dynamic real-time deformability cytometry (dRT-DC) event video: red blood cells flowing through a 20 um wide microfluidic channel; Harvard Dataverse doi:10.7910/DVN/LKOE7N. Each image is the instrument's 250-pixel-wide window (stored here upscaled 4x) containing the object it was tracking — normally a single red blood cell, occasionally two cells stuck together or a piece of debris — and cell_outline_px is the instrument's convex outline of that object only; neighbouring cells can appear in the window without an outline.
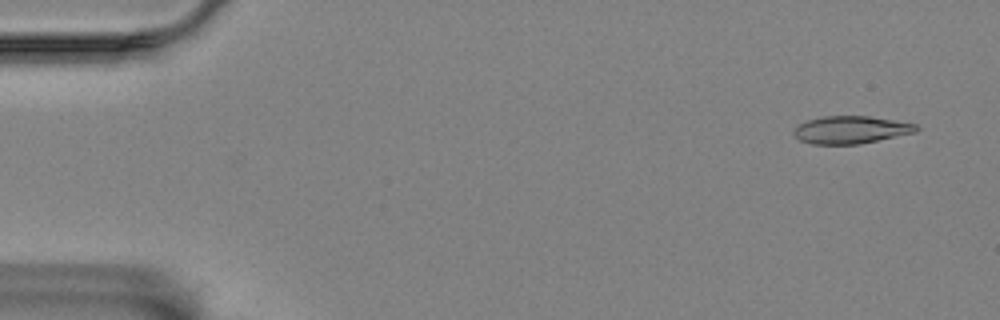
{"species": "Egyptian fruit bat (a non-hibernating species)", "species_latin": "Rousettus aegyptiacus", "temperature_condition": "room temperature", "stored_images_in_passage": 56, "camera_frame_rate_fps": 3000, "um_per_image_px": 0.085, "animal": {"sex": "female"}, "frame": {"image": 1, "passage_image": 3, "time_ms": 0.667, "image_size_px": [1000, 320], "cell_outline_px": [[920, 128], [916, 132], [860, 144], [812, 144], [800, 140], [792, 132], [800, 124], [808, 120], [824, 116], [868, 116], [916, 124]], "centroid_in_image_um": [72.33, 11.04], "position_along_channel_um": 12.7, "area_um2": 19.48}}
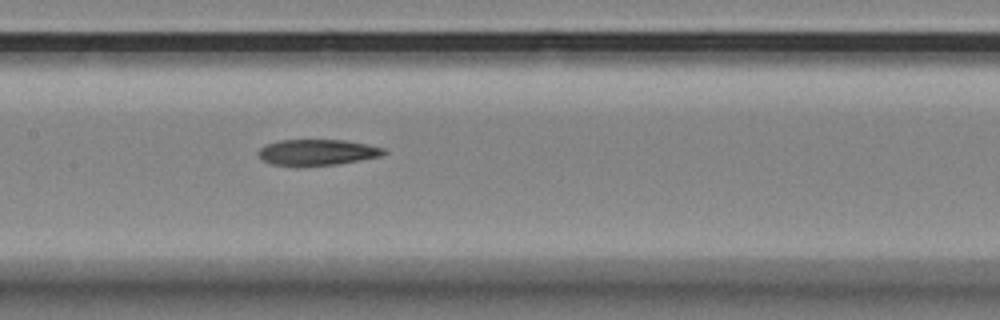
{"frame": {"image": 2, "passage_image": 27, "time_ms": 8.667, "image_size_px": [1000, 320], "cell_outline_px": [[388, 152], [380, 156], [360, 160], [336, 164], [296, 168], [272, 164], [260, 160], [256, 152], [260, 148], [268, 144], [280, 140], [344, 140], [384, 148]], "centroid_in_image_um": [26.89, 12.98], "position_along_channel_um": 180.5, "area_um2": 19.36}}
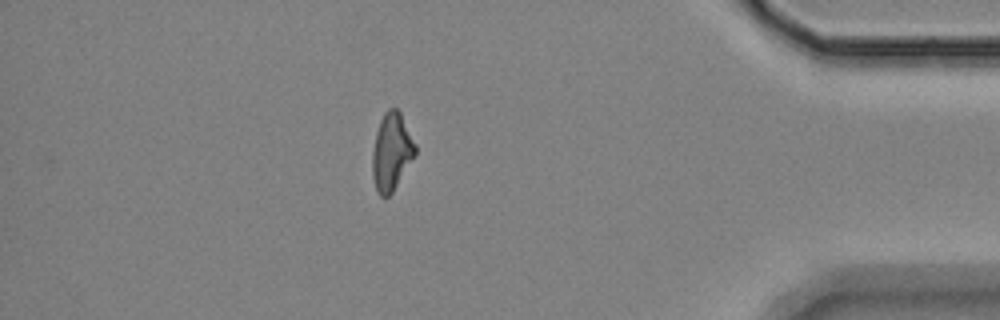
{"frame": {"image": 3, "passage_image": 49, "time_ms": 16.0, "image_size_px": [1000, 320], "cell_outline_px": [[416, 156], [392, 192], [388, 196], [380, 196], [376, 188], [372, 176], [372, 152], [376, 132], [380, 120], [384, 112], [388, 108], [396, 108], [400, 112], [416, 144]], "centroid_in_image_um": [33.29, 12.89], "position_along_channel_um": 401.9, "area_um2": 19.42}}